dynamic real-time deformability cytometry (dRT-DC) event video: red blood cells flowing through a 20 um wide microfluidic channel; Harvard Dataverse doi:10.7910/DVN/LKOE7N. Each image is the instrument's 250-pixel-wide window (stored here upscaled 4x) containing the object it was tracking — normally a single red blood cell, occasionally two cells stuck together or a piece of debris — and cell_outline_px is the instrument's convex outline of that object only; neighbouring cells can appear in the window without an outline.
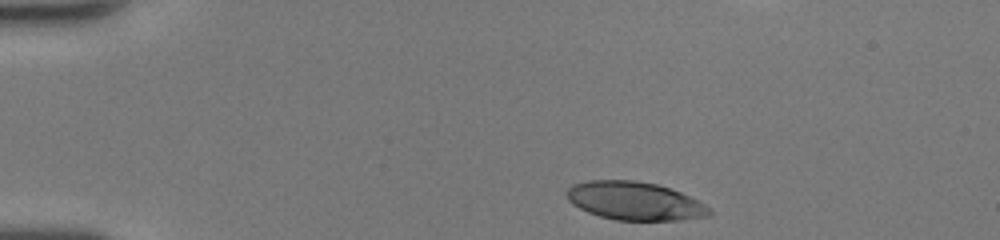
{"species": "human", "species_latin": "Homo sapiens", "temperature_condition": "room temperature", "stored_images_in_passage": 35, "camera_frame_rate_fps": 3000, "um_per_image_px": 0.085, "donor": {"sex": "female"}, "frame": {"image": 1, "passage_image": 1, "time_ms": 0.0, "image_size_px": [1000, 240], "cell_outline_px": [[712, 216], [680, 220], [616, 220], [600, 216], [588, 212], [572, 204], [568, 200], [564, 192], [572, 184], [588, 180], [636, 180], [656, 184], [672, 188], [704, 204], [712, 212]], "centroid_in_image_um": [53.92, 17.07], "position_along_channel_um": 31.1, "area_um2": 31.96}}
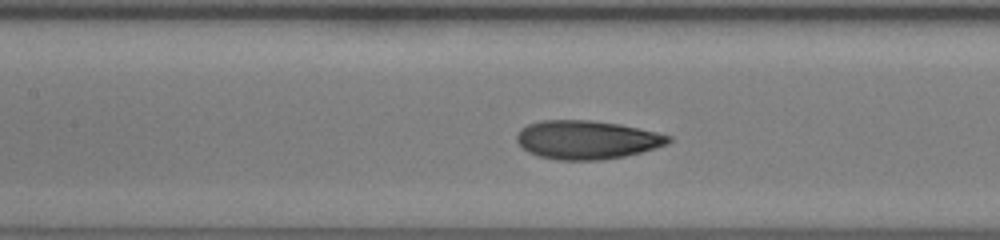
{"frame": {"image": 2, "passage_image": 15, "time_ms": 4.667, "image_size_px": [1000, 240], "cell_outline_px": [[672, 140], [668, 144], [656, 148], [624, 156], [600, 160], [556, 160], [540, 156], [528, 152], [516, 140], [516, 136], [520, 128], [528, 124], [540, 120], [592, 120], [620, 124], [640, 128], [672, 136]], "centroid_in_image_um": [49.89, 11.87], "position_along_channel_um": 157.5, "area_um2": 34.28}}
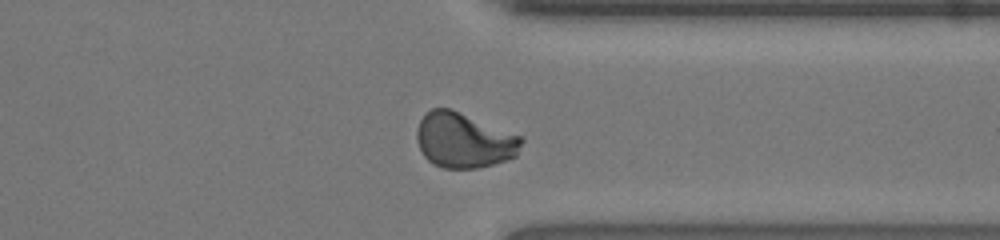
{"frame": {"image": 3, "passage_image": 30, "time_ms": 9.667, "image_size_px": [1000, 240], "cell_outline_px": [[524, 140], [516, 156], [492, 164], [476, 168], [444, 168], [432, 164], [424, 156], [416, 140], [416, 132], [420, 120], [432, 108], [452, 108], [524, 136]], "centroid_in_image_um": [39.46, 11.91], "position_along_channel_um": 371.9, "area_um2": 33.93}}